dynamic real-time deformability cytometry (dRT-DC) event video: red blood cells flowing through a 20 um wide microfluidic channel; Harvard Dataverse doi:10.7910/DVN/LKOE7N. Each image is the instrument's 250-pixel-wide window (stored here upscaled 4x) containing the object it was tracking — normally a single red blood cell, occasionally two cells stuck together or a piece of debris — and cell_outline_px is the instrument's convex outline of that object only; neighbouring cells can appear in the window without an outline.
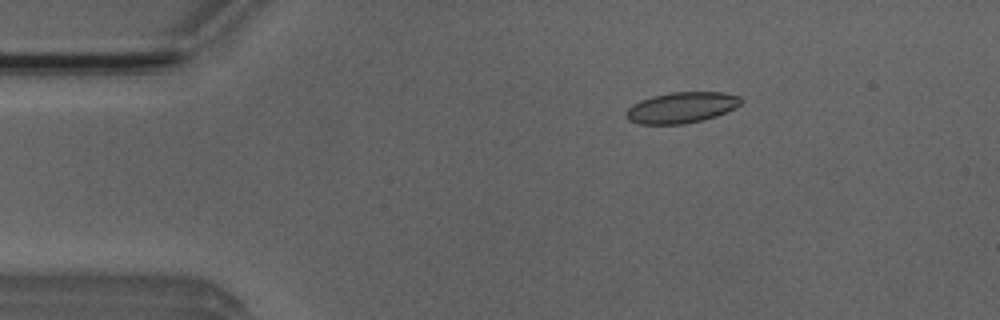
{"species": "Egyptian fruit bat (a non-hibernating species)", "species_latin": "Rousettus aegyptiacus", "temperature_condition": "room temperature", "stored_images_in_passage": 45, "camera_frame_rate_fps": 3000, "um_per_image_px": 0.085, "animal": {"sex": "male"}, "frame": {"image": 1, "passage_image": 2, "time_ms": 0.333, "image_size_px": [1000, 320], "cell_outline_px": [[744, 100], [740, 104], [716, 116], [704, 120], [684, 124], [640, 124], [628, 120], [624, 116], [624, 112], [632, 104], [640, 100], [652, 96], [672, 92], [724, 92], [740, 96]], "centroid_in_image_um": [57.89, 9.14], "position_along_channel_um": 27.1, "area_um2": 20.81}}
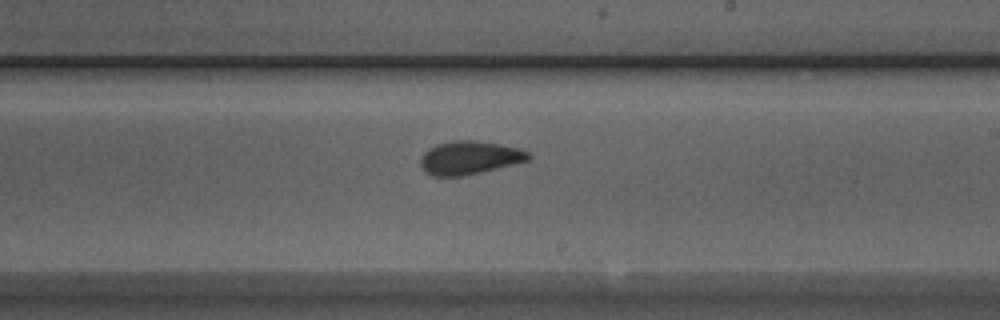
{"frame": {"image": 2, "passage_image": 23, "time_ms": 7.333, "image_size_px": [1000, 320], "cell_outline_px": [[532, 156], [528, 160], [480, 172], [460, 176], [432, 176], [424, 172], [420, 164], [420, 160], [424, 152], [428, 148], [436, 144], [452, 140], [472, 140], [500, 144], [520, 148], [528, 152]], "centroid_in_image_um": [39.87, 13.39], "position_along_channel_um": 249.1, "area_um2": 20.92}}
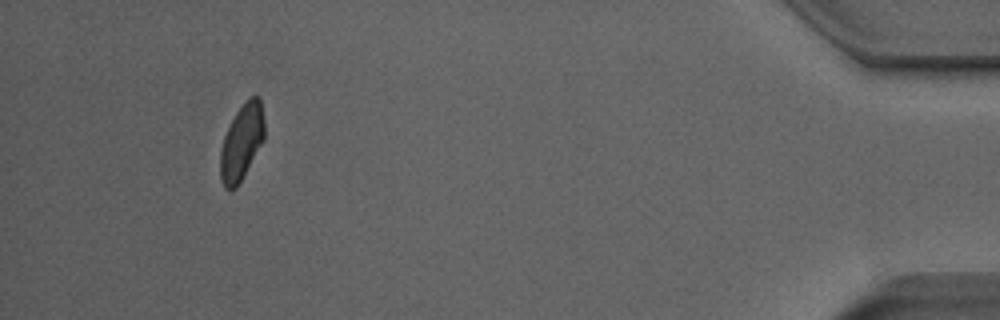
{"frame": {"image": 3, "passage_image": 41, "time_ms": 13.333, "image_size_px": [1000, 320], "cell_outline_px": [[264, 140], [236, 188], [224, 188], [220, 180], [220, 152], [224, 136], [236, 112], [244, 100], [248, 96], [260, 96], [264, 120]], "centroid_in_image_um": [20.54, 12.04], "position_along_channel_um": 414.7, "area_um2": 19.48}, "authors_computed_cell_mechanics": {"area_um2": 20.3456, "velocity_mm_per_s": 3.9847, "shape_relaxation_time_tau1_ms": 5.5213, "shape_relaxation_time_tau2_ms": 1.9123, "deformation_change_tau1": 0.1316, "deformation_change_tau2": 0.0847}}